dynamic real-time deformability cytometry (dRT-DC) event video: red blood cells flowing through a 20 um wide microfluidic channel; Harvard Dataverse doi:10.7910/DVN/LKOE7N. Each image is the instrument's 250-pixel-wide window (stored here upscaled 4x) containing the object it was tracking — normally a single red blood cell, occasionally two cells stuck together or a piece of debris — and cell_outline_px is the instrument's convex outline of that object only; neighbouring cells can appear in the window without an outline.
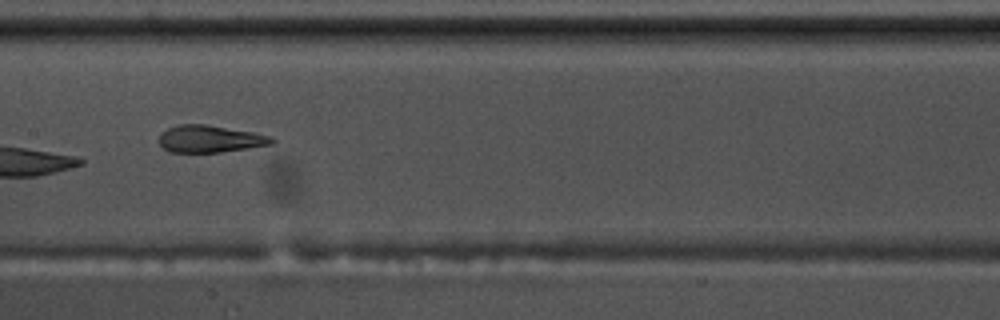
{"species": "common noctule bat (a hibernating species)", "species_latin": "Nyctalus noctula", "temperature_condition": "warm", "stored_images_in_passage": 38, "camera_frame_rate_fps": 3000, "um_per_image_px": 0.085, "animal": {"sex": "male", "body_mass_g": 17.5, "forearm_length_mm": 52.3}, "frame": {"image": 1, "passage_image": 12, "time_ms": 3.667, "image_size_px": [1000, 320], "cell_outline_px": [[276, 140], [272, 144], [248, 148], [220, 152], [168, 152], [160, 144], [160, 132], [168, 128], [180, 124], [208, 124], [256, 132], [268, 136]], "centroid_in_image_um": [17.85, 11.79], "position_along_channel_um": 189.5, "area_um2": 17.92}, "authors_computed_cell_mechanics": {"area_um2": 18.6694, "velocity_mm_per_s": 3.66, "shape_relaxation_time_tau1_ms": null, "shape_relaxation_time_tau2_ms": 1.2981, "deformation_change_tau1": null, "deformation_change_tau2": 0.0977}}